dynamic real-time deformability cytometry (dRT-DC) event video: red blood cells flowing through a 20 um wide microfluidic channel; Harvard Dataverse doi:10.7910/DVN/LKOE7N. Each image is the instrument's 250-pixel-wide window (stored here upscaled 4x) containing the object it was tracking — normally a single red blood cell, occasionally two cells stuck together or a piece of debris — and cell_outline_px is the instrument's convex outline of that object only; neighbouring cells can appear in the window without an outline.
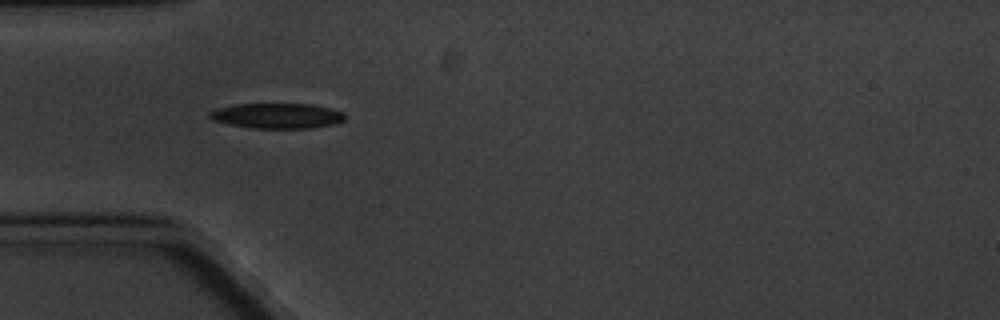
{"species": "common noctule bat (a hibernating species)", "species_latin": "Nyctalus noctula", "temperature_condition": "cold", "stored_images_in_passage": 2, "camera_frame_rate_fps": 3000, "um_per_image_px": 0.085, "animal": {"sex": "male", "body_mass_g": 20.1, "forearm_length_mm": 53.5}, "frame": {"image": 1, "passage_image": 1, "time_ms": 0.0, "image_size_px": [1000, 320], "cell_outline_px": [[344, 120], [336, 124], [312, 128], [256, 128], [228, 124], [212, 120], [208, 116], [208, 112], [216, 108], [236, 104], [312, 104], [344, 112]], "centroid_in_image_um": [23.54, 9.84], "position_along_channel_um": 61.5, "area_um2": 19.94}}